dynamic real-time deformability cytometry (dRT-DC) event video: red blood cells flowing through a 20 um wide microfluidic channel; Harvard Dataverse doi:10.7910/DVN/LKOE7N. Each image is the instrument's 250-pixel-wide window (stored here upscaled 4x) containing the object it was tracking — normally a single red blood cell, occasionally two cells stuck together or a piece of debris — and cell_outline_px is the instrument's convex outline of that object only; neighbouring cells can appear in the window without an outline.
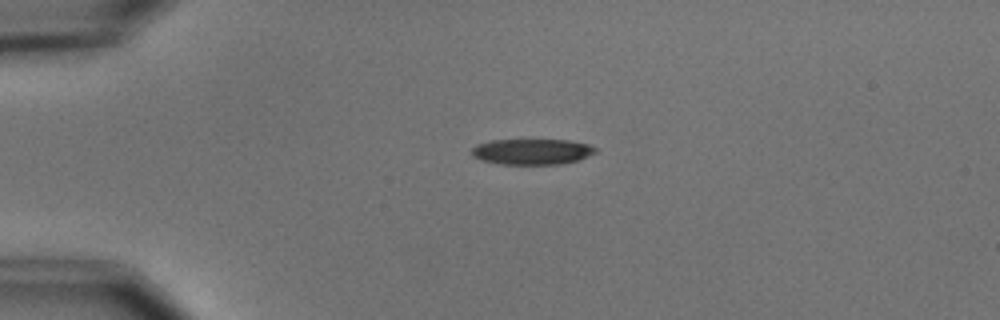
{"species": "common noctule bat (a hibernating species)", "species_latin": "Nyctalus noctula", "temperature_condition": "cold", "stored_images_in_passage": 43, "camera_frame_rate_fps": 3000, "um_per_image_px": 0.085, "animal": {"sex": "male", "body_mass_g": 15.6}, "frame": {"image": 1, "passage_image": 1, "time_ms": 0.0, "image_size_px": [1000, 320], "cell_outline_px": [[596, 152], [580, 160], [560, 164], [500, 164], [480, 160], [472, 156], [472, 148], [476, 144], [492, 140], [568, 140], [588, 144], [596, 148]], "centroid_in_image_um": [45.21, 12.89], "position_along_channel_um": 39.8, "area_um2": 18.61}}
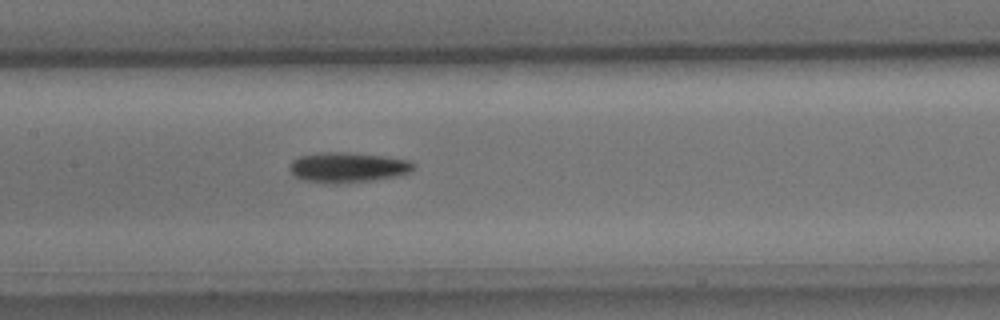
{"frame": {"image": 2, "passage_image": 15, "time_ms": 4.667, "image_size_px": [1000, 320], "cell_outline_px": [[416, 164], [408, 172], [396, 176], [368, 180], [304, 180], [296, 176], [288, 168], [292, 160], [300, 156], [320, 152], [344, 152], [384, 156], [408, 160]], "centroid_in_image_um": [29.56, 14.16], "position_along_channel_um": 177.8, "area_um2": 20.52}}
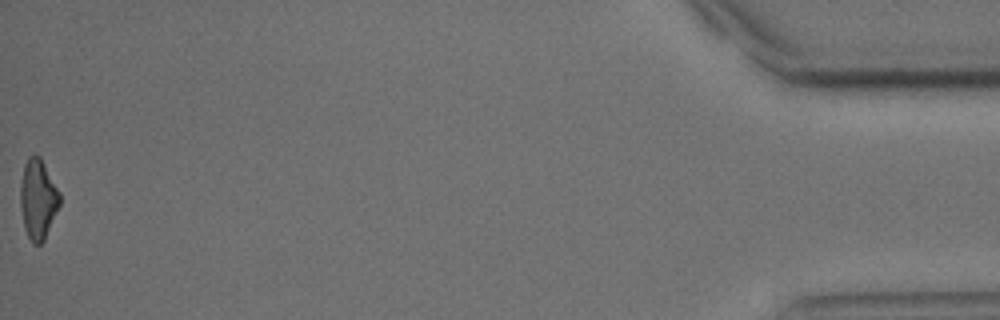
{"frame": {"image": 3, "passage_image": 43, "time_ms": 14.0, "image_size_px": [1000, 320], "cell_outline_px": [[60, 204], [44, 240], [40, 244], [32, 244], [24, 228], [20, 208], [20, 184], [24, 164], [28, 156], [32, 152], [36, 152], [40, 156], [60, 192]], "centroid_in_image_um": [3.21, 16.88], "position_along_channel_um": 432.0, "area_um2": 18.61}, "authors_computed_cell_mechanics": {"area_um2": 19.652, "velocity_mm_per_s": 3.6854, "shape_relaxation_time_tau1_ms": 5.3602, "shape_relaxation_time_tau2_ms": null, "deformation_change_tau1": 0.1567, "deformation_change_tau2": null}}